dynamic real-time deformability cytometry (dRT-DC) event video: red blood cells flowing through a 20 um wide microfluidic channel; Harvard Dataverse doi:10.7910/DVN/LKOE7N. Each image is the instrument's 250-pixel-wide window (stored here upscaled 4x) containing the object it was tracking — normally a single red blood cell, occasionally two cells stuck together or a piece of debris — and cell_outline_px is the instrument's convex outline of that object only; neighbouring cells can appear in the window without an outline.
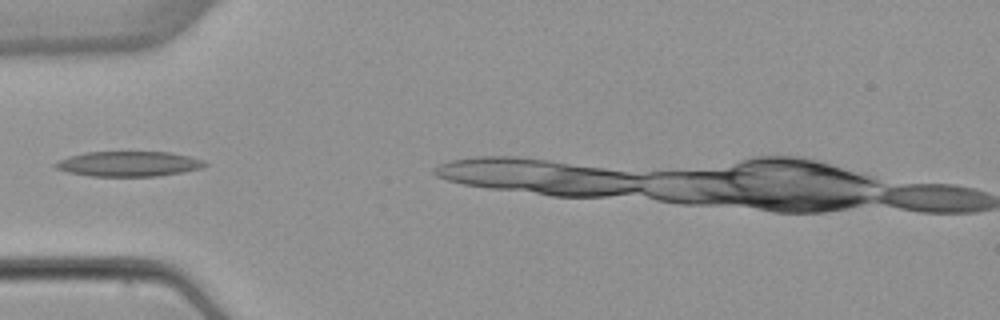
{"species": "common noctule bat (a hibernating species)", "species_latin": "Nyctalus noctula", "temperature_condition": "warm", "stored_images_in_passage": 3, "camera_frame_rate_fps": 3000, "um_per_image_px": 0.085, "animal": {"sex": "female", "body_mass_g": 22.7, "forearm_length_mm": 54.2}, "frame": {"image": 1, "passage_image": 2, "time_ms": 1.333, "image_size_px": [1000, 320], "cell_outline_px": [[208, 164], [204, 168], [184, 172], [156, 176], [92, 176], [68, 172], [56, 168], [52, 164], [56, 160], [68, 156], [84, 152], [172, 152], [192, 156], [204, 160]], "centroid_in_image_um": [10.96, 13.92], "position_along_channel_um": 74.0, "area_um2": 22.2}}